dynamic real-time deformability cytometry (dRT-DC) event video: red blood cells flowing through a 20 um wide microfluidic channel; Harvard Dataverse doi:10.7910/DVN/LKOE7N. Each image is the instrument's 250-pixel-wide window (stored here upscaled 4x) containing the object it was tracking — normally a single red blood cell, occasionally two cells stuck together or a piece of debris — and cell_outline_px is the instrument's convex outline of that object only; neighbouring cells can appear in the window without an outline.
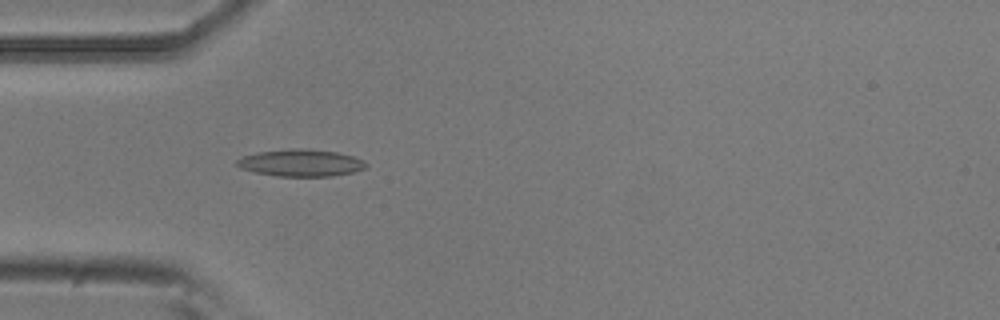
{"species": "common noctule bat (a hibernating species)", "species_latin": "Nyctalus noctula", "temperature_condition": "room temperature", "stored_images_in_passage": 54, "camera_frame_rate_fps": 3000, "um_per_image_px": 0.085, "animal": {"sex": "male", "body_mass_g": 20.5, "forearm_length_mm": 52.5}, "frame": {"image": 1, "passage_image": 16, "time_ms": 5.0, "image_size_px": [1000, 320], "cell_outline_px": [[368, 164], [364, 168], [352, 172], [332, 176], [276, 176], [256, 172], [240, 168], [236, 164], [236, 160], [244, 156], [260, 152], [288, 148], [308, 148], [336, 152], [352, 156], [364, 160]], "centroid_in_image_um": [25.58, 13.83], "position_along_channel_um": 59.4, "area_um2": 20.29}}
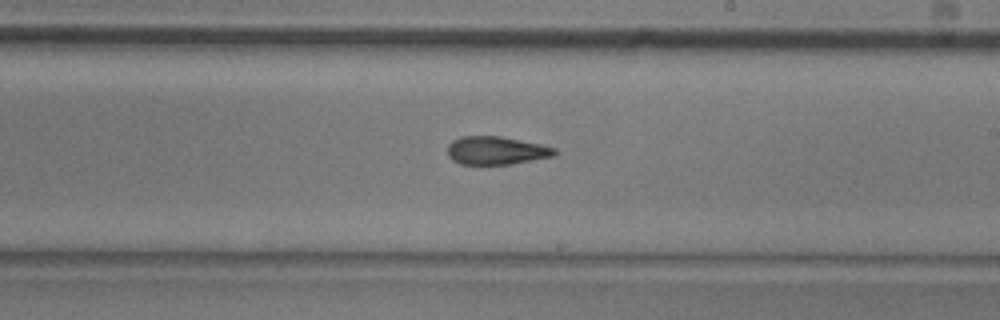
{"frame": {"image": 2, "passage_image": 31, "time_ms": 10.0, "image_size_px": [1000, 320], "cell_outline_px": [[560, 152], [556, 156], [512, 164], [460, 164], [452, 160], [448, 156], [448, 144], [452, 140], [460, 136], [500, 136], [540, 144], [556, 148]], "centroid_in_image_um": [42.21, 12.79], "position_along_channel_um": 246.8, "area_um2": 17.8}}
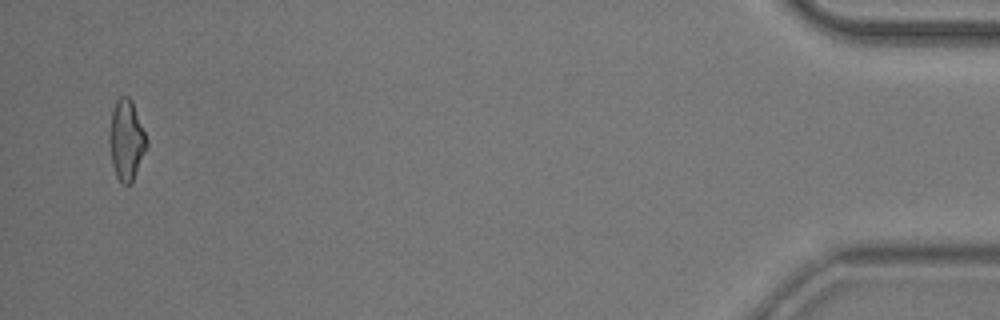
{"frame": {"image": 3, "passage_image": 52, "time_ms": 17.0, "image_size_px": [1000, 320], "cell_outline_px": [[148, 144], [132, 184], [124, 184], [116, 176], [112, 164], [108, 140], [108, 136], [112, 112], [116, 100], [120, 96], [128, 96], [132, 100], [148, 140]], "centroid_in_image_um": [10.74, 11.9], "position_along_channel_um": 424.5, "area_um2": 17.57}, "authors_computed_cell_mechanics": {"area_um2": 18.3804, "velocity_mm_per_s": 3.7725, "shape_relaxation_time_tau1_ms": 5.1496, "shape_relaxation_time_tau2_ms": 3.2471, "deformation_change_tau1": 0.149, "deformation_change_tau2": 0.1216}}